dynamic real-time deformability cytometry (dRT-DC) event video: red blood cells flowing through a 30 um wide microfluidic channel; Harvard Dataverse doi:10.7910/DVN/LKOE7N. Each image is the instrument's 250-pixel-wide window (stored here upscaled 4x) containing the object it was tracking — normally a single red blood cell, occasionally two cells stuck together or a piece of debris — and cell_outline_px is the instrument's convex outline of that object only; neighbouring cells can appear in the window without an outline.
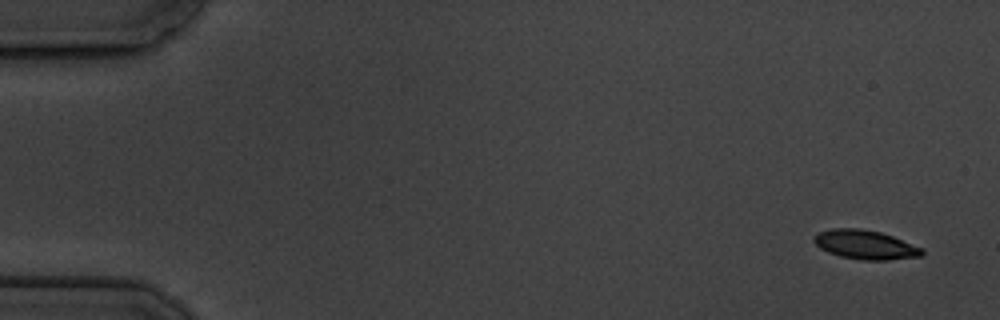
{"species": "common noctule bat (a hibernating species)", "species_latin": "Nyctalus noctula", "temperature_condition": "cold", "stored_images_in_passage": 3, "camera_frame_rate_fps": 3000, "um_per_image_px": 0.085, "animal": {"sex": "male", "body_mass_g": 19.5, "forearm_length_mm": 54.6}, "frame": {"image": 1, "passage_image": 1, "time_ms": 0.0, "image_size_px": [1000, 320], "cell_outline_px": [[924, 252], [920, 256], [888, 260], [860, 260], [840, 256], [828, 252], [820, 248], [812, 240], [816, 232], [832, 228], [860, 228], [880, 232], [892, 236], [924, 248]], "centroid_in_image_um": [73.53, 20.79], "position_along_channel_um": 11.5, "area_um2": 18.44}}